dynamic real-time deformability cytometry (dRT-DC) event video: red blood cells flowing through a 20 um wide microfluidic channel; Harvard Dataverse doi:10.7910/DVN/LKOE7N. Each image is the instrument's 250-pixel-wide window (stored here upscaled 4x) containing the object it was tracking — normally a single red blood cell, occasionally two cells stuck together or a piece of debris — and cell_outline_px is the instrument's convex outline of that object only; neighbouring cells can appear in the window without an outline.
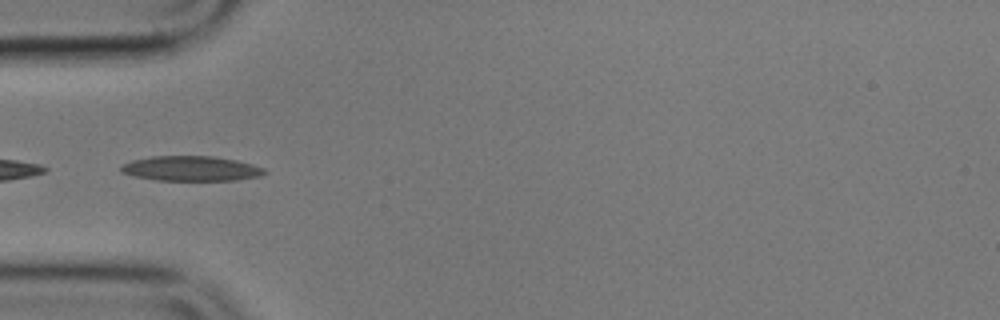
{"species": "common noctule bat (a hibernating species)", "species_latin": "Nyctalus noctula", "temperature_condition": "cold", "stored_images_in_passage": 41, "camera_frame_rate_fps": 3000, "um_per_image_px": 0.085, "animal": {"sex": "male", "body_mass_g": 17.9}, "frame": {"image": 1, "passage_image": 17, "time_ms": 5.333, "image_size_px": [1000, 320], "cell_outline_px": [[268, 172], [260, 176], [236, 180], [156, 180], [136, 176], [120, 172], [120, 168], [124, 164], [132, 160], [152, 156], [212, 156], [236, 160], [252, 164], [264, 168]], "centroid_in_image_um": [16.26, 14.32], "position_along_channel_um": 68.7, "area_um2": 20.75}}
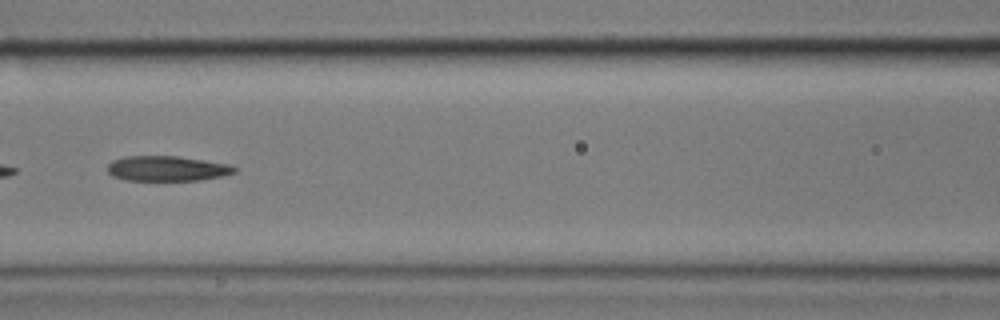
{"frame": {"image": 2, "passage_image": 24, "time_ms": 7.667, "image_size_px": [1000, 320], "cell_outline_px": [[236, 172], [224, 176], [200, 180], [124, 180], [112, 176], [108, 172], [108, 164], [112, 160], [124, 156], [176, 156], [232, 164], [236, 168]], "centroid_in_image_um": [14.21, 14.32], "position_along_channel_um": 152.4, "area_um2": 18.73}}